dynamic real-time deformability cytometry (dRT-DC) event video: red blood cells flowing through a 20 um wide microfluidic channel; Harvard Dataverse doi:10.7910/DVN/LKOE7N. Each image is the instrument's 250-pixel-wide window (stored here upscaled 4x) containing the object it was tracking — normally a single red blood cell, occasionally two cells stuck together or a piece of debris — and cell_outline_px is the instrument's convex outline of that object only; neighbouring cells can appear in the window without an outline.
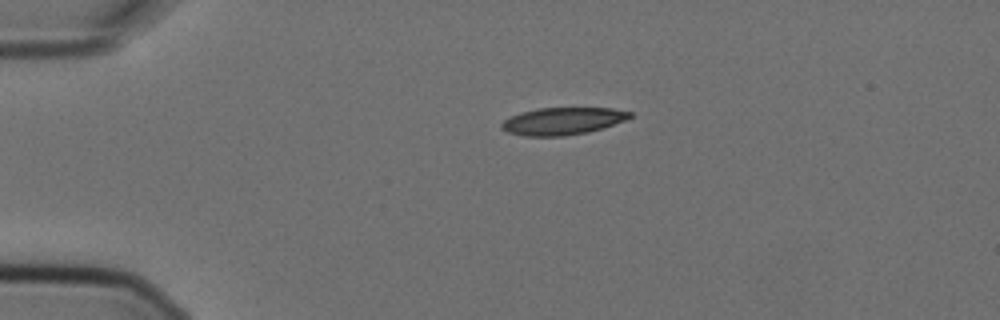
{"species": "Egyptian fruit bat (a non-hibernating species)", "species_latin": "Rousettus aegyptiacus", "temperature_condition": "cold", "stored_images_in_passage": 3, "camera_frame_rate_fps": 3000, "um_per_image_px": 0.085, "animal": {"sex": "female"}, "frame": {"image": 1, "passage_image": 2, "time_ms": 0.333, "image_size_px": [1000, 320], "cell_outline_px": [[632, 116], [624, 120], [604, 128], [588, 132], [564, 136], [524, 136], [508, 132], [500, 128], [500, 124], [504, 120], [512, 116], [524, 112], [540, 108], [612, 108], [632, 112]], "centroid_in_image_um": [47.83, 10.3], "position_along_channel_um": 37.2, "area_um2": 20.29}}